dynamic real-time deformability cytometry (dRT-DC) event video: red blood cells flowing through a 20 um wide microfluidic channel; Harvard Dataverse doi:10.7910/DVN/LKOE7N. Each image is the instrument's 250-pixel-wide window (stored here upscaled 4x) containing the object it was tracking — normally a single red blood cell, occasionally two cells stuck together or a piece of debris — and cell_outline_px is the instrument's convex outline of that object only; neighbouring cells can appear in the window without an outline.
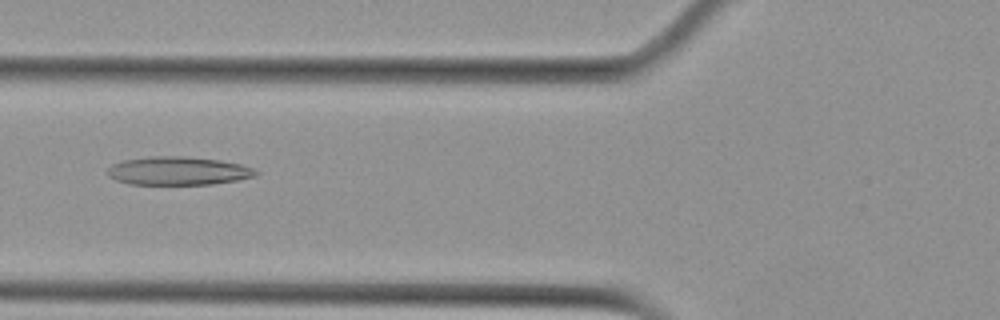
{"species": "Egyptian fruit bat (a non-hibernating species)", "species_latin": "Rousettus aegyptiacus", "temperature_condition": "cold", "stored_images_in_passage": 4, "camera_frame_rate_fps": 3000, "um_per_image_px": 0.085, "animal": {"sex": "female"}, "frame": {"image": 1, "passage_image": 4, "time_ms": 3.333, "image_size_px": [1000, 320], "cell_outline_px": [[260, 172], [256, 176], [236, 180], [212, 184], [132, 184], [116, 180], [108, 176], [108, 168], [112, 164], [124, 160], [148, 156], [184, 156], [220, 160], [240, 164], [252, 168]], "centroid_in_image_um": [15.14, 14.52], "position_along_channel_um": 110.7, "area_um2": 24.45}}